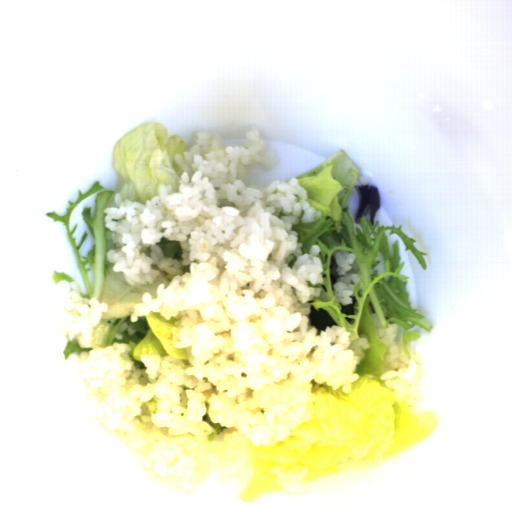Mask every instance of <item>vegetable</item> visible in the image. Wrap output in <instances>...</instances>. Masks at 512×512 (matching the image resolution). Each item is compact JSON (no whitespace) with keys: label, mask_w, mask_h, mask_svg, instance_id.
Segmentation results:
<instances>
[{"label":"vegetable","mask_w":512,"mask_h":512,"mask_svg":"<svg viewBox=\"0 0 512 512\" xmlns=\"http://www.w3.org/2000/svg\"><path fill=\"white\" fill-rule=\"evenodd\" d=\"M61 280H64L66 283H69V284H70V282H75L72 274H69L67 272L59 270V271H55L54 273H52L51 282L58 283Z\"/></svg>","instance_id":"3"},{"label":"vegetable","mask_w":512,"mask_h":512,"mask_svg":"<svg viewBox=\"0 0 512 512\" xmlns=\"http://www.w3.org/2000/svg\"><path fill=\"white\" fill-rule=\"evenodd\" d=\"M359 175V167L340 149L317 166L295 176L298 185L306 190L310 207L321 211V218L313 223L298 224L297 244H302V255L310 254L313 245L321 250L323 282L307 287L321 288L320 296L307 303L324 309L336 326L344 327L349 342L365 335L370 347L356 365L358 380L351 382L350 393L342 385L337 389L327 381L319 384L310 380V398L306 404L311 411L308 418L289 431L287 437L267 448L248 450V461L253 474L240 491L242 501L253 502L263 492H278L283 488L271 469L292 473L301 481L323 477L339 470L371 464L393 455L426 437L437 424L434 413L417 414L405 401H397L385 381L380 379L385 353L390 351L380 340L371 314H375L384 329L389 323L401 326L402 348L411 358L408 345L420 339L414 327L428 331L433 328L423 315L416 312L409 297L410 277L401 273L405 261L401 259L400 243L395 240L392 254L387 237L398 235L405 251H412L423 270L427 263L401 225L384 226L372 222L366 215L356 223L345 204ZM356 253L351 264L360 277L355 287L354 303L343 306L335 301L333 284L338 279L334 254L338 250Z\"/></svg>","instance_id":"1"},{"label":"vegetable","mask_w":512,"mask_h":512,"mask_svg":"<svg viewBox=\"0 0 512 512\" xmlns=\"http://www.w3.org/2000/svg\"><path fill=\"white\" fill-rule=\"evenodd\" d=\"M190 152L182 137L177 133L169 135L168 128L159 122H148L132 129L114 143L112 166L118 178L116 190H105L97 180L70 202L66 213L56 210L45 213L63 227L73 248L79 274L87 289L81 292L82 299H96L107 303V312L102 313L93 328L90 348H80L75 338L67 340L62 351L66 360L71 355L80 356L93 347L102 348L114 343L130 346L127 353L136 368L147 369L141 355L157 352L161 357L173 356L182 359L185 369L192 366L186 349H177L173 341L182 328L176 326L177 318L167 320L160 312H150L130 322L135 311L134 305L142 303V295L148 292L157 297L156 289L163 283L166 289L175 276L166 271L153 280L152 284L131 286L123 271L114 272L115 263L107 260L111 249L120 248L112 241L111 230L105 227L106 207H118L115 196L120 194L122 202L143 203L158 196V185L170 184L179 193L183 173L174 159L175 154Z\"/></svg>","instance_id":"2"}]
</instances>
